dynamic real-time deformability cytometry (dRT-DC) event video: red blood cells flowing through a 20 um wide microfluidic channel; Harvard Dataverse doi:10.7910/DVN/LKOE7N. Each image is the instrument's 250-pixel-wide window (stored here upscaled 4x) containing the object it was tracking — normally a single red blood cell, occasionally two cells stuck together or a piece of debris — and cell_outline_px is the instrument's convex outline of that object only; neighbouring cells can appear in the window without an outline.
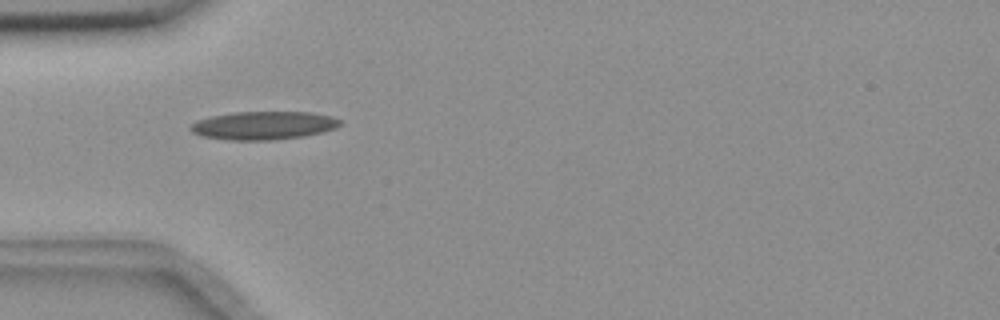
{"species": "common noctule bat (a hibernating species)", "species_latin": "Nyctalus noctula", "temperature_condition": "room temperature", "stored_images_in_passage": 3, "camera_frame_rate_fps": 3000, "um_per_image_px": 0.085, "animal": {"sex": "female", "body_mass_g": 18.4}, "frame": {"image": 1, "passage_image": 2, "time_ms": 0.333, "image_size_px": [1000, 320], "cell_outline_px": [[340, 124], [336, 128], [304, 136], [272, 140], [228, 140], [200, 136], [192, 132], [188, 128], [196, 120], [212, 116], [236, 112], [312, 112], [332, 116], [340, 120]], "centroid_in_image_um": [22.37, 10.66], "position_along_channel_um": 62.6, "area_um2": 24.62}}